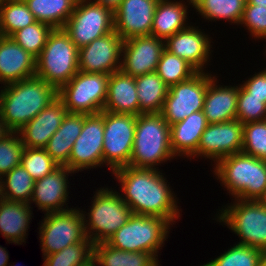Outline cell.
Wrapping results in <instances>:
<instances>
[{"mask_svg":"<svg viewBox=\"0 0 266 266\" xmlns=\"http://www.w3.org/2000/svg\"><path fill=\"white\" fill-rule=\"evenodd\" d=\"M159 169L123 166L112 172L121 185L122 200L132 213L157 216L168 220L172 225L181 217L177 198L169 186L165 173ZM163 174V175H162ZM171 188V189H170Z\"/></svg>","mask_w":266,"mask_h":266,"instance_id":"obj_1","label":"cell"},{"mask_svg":"<svg viewBox=\"0 0 266 266\" xmlns=\"http://www.w3.org/2000/svg\"><path fill=\"white\" fill-rule=\"evenodd\" d=\"M1 88L0 116L12 132H18L58 98V89L37 76Z\"/></svg>","mask_w":266,"mask_h":266,"instance_id":"obj_2","label":"cell"},{"mask_svg":"<svg viewBox=\"0 0 266 266\" xmlns=\"http://www.w3.org/2000/svg\"><path fill=\"white\" fill-rule=\"evenodd\" d=\"M213 169L234 199L261 200L266 192L265 160L240 152L222 158Z\"/></svg>","mask_w":266,"mask_h":266,"instance_id":"obj_3","label":"cell"},{"mask_svg":"<svg viewBox=\"0 0 266 266\" xmlns=\"http://www.w3.org/2000/svg\"><path fill=\"white\" fill-rule=\"evenodd\" d=\"M174 157L170 145V125L163 116L160 113L138 115L128 166L158 169L156 166Z\"/></svg>","mask_w":266,"mask_h":266,"instance_id":"obj_4","label":"cell"},{"mask_svg":"<svg viewBox=\"0 0 266 266\" xmlns=\"http://www.w3.org/2000/svg\"><path fill=\"white\" fill-rule=\"evenodd\" d=\"M79 49L63 28H55L36 58L35 76L59 89L79 71Z\"/></svg>","mask_w":266,"mask_h":266,"instance_id":"obj_5","label":"cell"},{"mask_svg":"<svg viewBox=\"0 0 266 266\" xmlns=\"http://www.w3.org/2000/svg\"><path fill=\"white\" fill-rule=\"evenodd\" d=\"M94 193L90 211L87 213L81 210V212L87 238L97 244L106 242L127 223L133 213L116 189L103 187Z\"/></svg>","mask_w":266,"mask_h":266,"instance_id":"obj_6","label":"cell"},{"mask_svg":"<svg viewBox=\"0 0 266 266\" xmlns=\"http://www.w3.org/2000/svg\"><path fill=\"white\" fill-rule=\"evenodd\" d=\"M171 226L166 219L133 213L127 223L106 242L124 251L148 252L158 258L159 250L168 239Z\"/></svg>","mask_w":266,"mask_h":266,"instance_id":"obj_7","label":"cell"},{"mask_svg":"<svg viewBox=\"0 0 266 266\" xmlns=\"http://www.w3.org/2000/svg\"><path fill=\"white\" fill-rule=\"evenodd\" d=\"M219 209L217 221L240 237L238 243L266 250V205L261 200H240Z\"/></svg>","mask_w":266,"mask_h":266,"instance_id":"obj_8","label":"cell"},{"mask_svg":"<svg viewBox=\"0 0 266 266\" xmlns=\"http://www.w3.org/2000/svg\"><path fill=\"white\" fill-rule=\"evenodd\" d=\"M110 74H77L58 89V98L69 113L97 114L103 111Z\"/></svg>","mask_w":266,"mask_h":266,"instance_id":"obj_9","label":"cell"},{"mask_svg":"<svg viewBox=\"0 0 266 266\" xmlns=\"http://www.w3.org/2000/svg\"><path fill=\"white\" fill-rule=\"evenodd\" d=\"M39 226L43 256L59 252L70 244L84 242L87 239L80 208L45 213Z\"/></svg>","mask_w":266,"mask_h":266,"instance_id":"obj_10","label":"cell"},{"mask_svg":"<svg viewBox=\"0 0 266 266\" xmlns=\"http://www.w3.org/2000/svg\"><path fill=\"white\" fill-rule=\"evenodd\" d=\"M63 29L80 49L114 31V12L90 0H77Z\"/></svg>","mask_w":266,"mask_h":266,"instance_id":"obj_11","label":"cell"},{"mask_svg":"<svg viewBox=\"0 0 266 266\" xmlns=\"http://www.w3.org/2000/svg\"><path fill=\"white\" fill-rule=\"evenodd\" d=\"M137 116L104 111V165L112 172L128 166L131 158Z\"/></svg>","mask_w":266,"mask_h":266,"instance_id":"obj_12","label":"cell"},{"mask_svg":"<svg viewBox=\"0 0 266 266\" xmlns=\"http://www.w3.org/2000/svg\"><path fill=\"white\" fill-rule=\"evenodd\" d=\"M210 73L197 72L190 79L169 87L161 115L169 125L183 121L193 112L203 111Z\"/></svg>","mask_w":266,"mask_h":266,"instance_id":"obj_13","label":"cell"},{"mask_svg":"<svg viewBox=\"0 0 266 266\" xmlns=\"http://www.w3.org/2000/svg\"><path fill=\"white\" fill-rule=\"evenodd\" d=\"M103 139L104 110L97 114H84L81 134L75 140L65 166L74 173L104 166Z\"/></svg>","mask_w":266,"mask_h":266,"instance_id":"obj_14","label":"cell"},{"mask_svg":"<svg viewBox=\"0 0 266 266\" xmlns=\"http://www.w3.org/2000/svg\"><path fill=\"white\" fill-rule=\"evenodd\" d=\"M243 124L233 119L222 123L208 124L203 131L197 151L190 157L214 161L215 165L226 156L242 152Z\"/></svg>","mask_w":266,"mask_h":266,"instance_id":"obj_15","label":"cell"},{"mask_svg":"<svg viewBox=\"0 0 266 266\" xmlns=\"http://www.w3.org/2000/svg\"><path fill=\"white\" fill-rule=\"evenodd\" d=\"M123 40L110 32L79 49V71L112 74L120 71Z\"/></svg>","mask_w":266,"mask_h":266,"instance_id":"obj_16","label":"cell"},{"mask_svg":"<svg viewBox=\"0 0 266 266\" xmlns=\"http://www.w3.org/2000/svg\"><path fill=\"white\" fill-rule=\"evenodd\" d=\"M164 50L165 41L153 35L124 40L120 70L132 77L156 72Z\"/></svg>","mask_w":266,"mask_h":266,"instance_id":"obj_17","label":"cell"},{"mask_svg":"<svg viewBox=\"0 0 266 266\" xmlns=\"http://www.w3.org/2000/svg\"><path fill=\"white\" fill-rule=\"evenodd\" d=\"M198 28L190 24L186 29L178 31L165 41V49L184 59L197 72H205L204 68L211 60L213 52L211 37Z\"/></svg>","mask_w":266,"mask_h":266,"instance_id":"obj_18","label":"cell"},{"mask_svg":"<svg viewBox=\"0 0 266 266\" xmlns=\"http://www.w3.org/2000/svg\"><path fill=\"white\" fill-rule=\"evenodd\" d=\"M159 0H123L114 11V31L121 39L151 35Z\"/></svg>","mask_w":266,"mask_h":266,"instance_id":"obj_19","label":"cell"},{"mask_svg":"<svg viewBox=\"0 0 266 266\" xmlns=\"http://www.w3.org/2000/svg\"><path fill=\"white\" fill-rule=\"evenodd\" d=\"M74 174L65 165H59L48 175L34 182L33 194L29 205L32 203L45 213L62 212L71 209L67 206L69 198L68 176ZM66 205V207H65ZM65 207V208H64Z\"/></svg>","mask_w":266,"mask_h":266,"instance_id":"obj_20","label":"cell"},{"mask_svg":"<svg viewBox=\"0 0 266 266\" xmlns=\"http://www.w3.org/2000/svg\"><path fill=\"white\" fill-rule=\"evenodd\" d=\"M67 112L59 98L45 107L18 131L23 146L45 148L51 136L60 127Z\"/></svg>","mask_w":266,"mask_h":266,"instance_id":"obj_21","label":"cell"},{"mask_svg":"<svg viewBox=\"0 0 266 266\" xmlns=\"http://www.w3.org/2000/svg\"><path fill=\"white\" fill-rule=\"evenodd\" d=\"M36 73V57L25 51L12 37L0 35V84L31 78Z\"/></svg>","mask_w":266,"mask_h":266,"instance_id":"obj_22","label":"cell"},{"mask_svg":"<svg viewBox=\"0 0 266 266\" xmlns=\"http://www.w3.org/2000/svg\"><path fill=\"white\" fill-rule=\"evenodd\" d=\"M215 75L210 73L203 112L208 124L222 123L236 119L238 86L218 85ZM224 86V87H223Z\"/></svg>","mask_w":266,"mask_h":266,"instance_id":"obj_23","label":"cell"},{"mask_svg":"<svg viewBox=\"0 0 266 266\" xmlns=\"http://www.w3.org/2000/svg\"><path fill=\"white\" fill-rule=\"evenodd\" d=\"M208 122L203 111L193 112L183 121L170 125V145L176 157L190 158L198 148Z\"/></svg>","mask_w":266,"mask_h":266,"instance_id":"obj_24","label":"cell"},{"mask_svg":"<svg viewBox=\"0 0 266 266\" xmlns=\"http://www.w3.org/2000/svg\"><path fill=\"white\" fill-rule=\"evenodd\" d=\"M104 111L139 115V99L135 77L121 70L110 74Z\"/></svg>","mask_w":266,"mask_h":266,"instance_id":"obj_25","label":"cell"},{"mask_svg":"<svg viewBox=\"0 0 266 266\" xmlns=\"http://www.w3.org/2000/svg\"><path fill=\"white\" fill-rule=\"evenodd\" d=\"M32 208L28 203L14 202L0 197V233L7 242L26 243V236L32 220Z\"/></svg>","mask_w":266,"mask_h":266,"instance_id":"obj_26","label":"cell"},{"mask_svg":"<svg viewBox=\"0 0 266 266\" xmlns=\"http://www.w3.org/2000/svg\"><path fill=\"white\" fill-rule=\"evenodd\" d=\"M181 0H159L155 9L151 35L166 41L169 37L190 25L188 6Z\"/></svg>","mask_w":266,"mask_h":266,"instance_id":"obj_27","label":"cell"},{"mask_svg":"<svg viewBox=\"0 0 266 266\" xmlns=\"http://www.w3.org/2000/svg\"><path fill=\"white\" fill-rule=\"evenodd\" d=\"M83 122L84 114L67 112L60 127L49 139L45 149L59 165H65L69 161L75 140L81 134Z\"/></svg>","mask_w":266,"mask_h":266,"instance_id":"obj_28","label":"cell"},{"mask_svg":"<svg viewBox=\"0 0 266 266\" xmlns=\"http://www.w3.org/2000/svg\"><path fill=\"white\" fill-rule=\"evenodd\" d=\"M97 266H160L158 258L148 252L124 251L107 242L94 244V258Z\"/></svg>","mask_w":266,"mask_h":266,"instance_id":"obj_29","label":"cell"},{"mask_svg":"<svg viewBox=\"0 0 266 266\" xmlns=\"http://www.w3.org/2000/svg\"><path fill=\"white\" fill-rule=\"evenodd\" d=\"M139 99V115L161 113L169 87L156 73H147L135 77Z\"/></svg>","mask_w":266,"mask_h":266,"instance_id":"obj_30","label":"cell"},{"mask_svg":"<svg viewBox=\"0 0 266 266\" xmlns=\"http://www.w3.org/2000/svg\"><path fill=\"white\" fill-rule=\"evenodd\" d=\"M36 21L63 28L77 0H24Z\"/></svg>","mask_w":266,"mask_h":266,"instance_id":"obj_31","label":"cell"},{"mask_svg":"<svg viewBox=\"0 0 266 266\" xmlns=\"http://www.w3.org/2000/svg\"><path fill=\"white\" fill-rule=\"evenodd\" d=\"M246 0H194L193 8L205 21L226 20L238 25L246 5Z\"/></svg>","mask_w":266,"mask_h":266,"instance_id":"obj_32","label":"cell"},{"mask_svg":"<svg viewBox=\"0 0 266 266\" xmlns=\"http://www.w3.org/2000/svg\"><path fill=\"white\" fill-rule=\"evenodd\" d=\"M34 180L22 165L0 178V197L9 201L30 203Z\"/></svg>","mask_w":266,"mask_h":266,"instance_id":"obj_33","label":"cell"},{"mask_svg":"<svg viewBox=\"0 0 266 266\" xmlns=\"http://www.w3.org/2000/svg\"><path fill=\"white\" fill-rule=\"evenodd\" d=\"M36 22L24 0H2L0 35L11 37L16 31Z\"/></svg>","mask_w":266,"mask_h":266,"instance_id":"obj_34","label":"cell"},{"mask_svg":"<svg viewBox=\"0 0 266 266\" xmlns=\"http://www.w3.org/2000/svg\"><path fill=\"white\" fill-rule=\"evenodd\" d=\"M94 243L88 238L84 242L73 243L59 252L43 257V266H84L93 261Z\"/></svg>","mask_w":266,"mask_h":266,"instance_id":"obj_35","label":"cell"},{"mask_svg":"<svg viewBox=\"0 0 266 266\" xmlns=\"http://www.w3.org/2000/svg\"><path fill=\"white\" fill-rule=\"evenodd\" d=\"M156 73L168 87L190 79L197 71L184 59L164 50L158 62Z\"/></svg>","mask_w":266,"mask_h":266,"instance_id":"obj_36","label":"cell"},{"mask_svg":"<svg viewBox=\"0 0 266 266\" xmlns=\"http://www.w3.org/2000/svg\"><path fill=\"white\" fill-rule=\"evenodd\" d=\"M53 29L49 24L36 21L16 31L11 37L25 51L37 58L46 45L47 39Z\"/></svg>","mask_w":266,"mask_h":266,"instance_id":"obj_37","label":"cell"},{"mask_svg":"<svg viewBox=\"0 0 266 266\" xmlns=\"http://www.w3.org/2000/svg\"><path fill=\"white\" fill-rule=\"evenodd\" d=\"M262 254L263 250L259 248L237 243L214 260L200 266H258Z\"/></svg>","mask_w":266,"mask_h":266,"instance_id":"obj_38","label":"cell"},{"mask_svg":"<svg viewBox=\"0 0 266 266\" xmlns=\"http://www.w3.org/2000/svg\"><path fill=\"white\" fill-rule=\"evenodd\" d=\"M21 165L31 175L34 181L55 170L59 164L47 153L45 148L24 147L21 156Z\"/></svg>","mask_w":266,"mask_h":266,"instance_id":"obj_39","label":"cell"},{"mask_svg":"<svg viewBox=\"0 0 266 266\" xmlns=\"http://www.w3.org/2000/svg\"><path fill=\"white\" fill-rule=\"evenodd\" d=\"M242 152L266 161V120L243 124Z\"/></svg>","mask_w":266,"mask_h":266,"instance_id":"obj_40","label":"cell"},{"mask_svg":"<svg viewBox=\"0 0 266 266\" xmlns=\"http://www.w3.org/2000/svg\"><path fill=\"white\" fill-rule=\"evenodd\" d=\"M23 150L24 146L18 132H11L0 140V178L21 165Z\"/></svg>","mask_w":266,"mask_h":266,"instance_id":"obj_41","label":"cell"},{"mask_svg":"<svg viewBox=\"0 0 266 266\" xmlns=\"http://www.w3.org/2000/svg\"><path fill=\"white\" fill-rule=\"evenodd\" d=\"M236 119L242 124L266 120V103L250 95L239 86Z\"/></svg>","mask_w":266,"mask_h":266,"instance_id":"obj_42","label":"cell"},{"mask_svg":"<svg viewBox=\"0 0 266 266\" xmlns=\"http://www.w3.org/2000/svg\"><path fill=\"white\" fill-rule=\"evenodd\" d=\"M239 25L246 26L255 40L266 39V7L245 5Z\"/></svg>","mask_w":266,"mask_h":266,"instance_id":"obj_43","label":"cell"},{"mask_svg":"<svg viewBox=\"0 0 266 266\" xmlns=\"http://www.w3.org/2000/svg\"><path fill=\"white\" fill-rule=\"evenodd\" d=\"M239 84L250 97H256L266 103V67L264 70L255 72L248 80Z\"/></svg>","mask_w":266,"mask_h":266,"instance_id":"obj_44","label":"cell"},{"mask_svg":"<svg viewBox=\"0 0 266 266\" xmlns=\"http://www.w3.org/2000/svg\"><path fill=\"white\" fill-rule=\"evenodd\" d=\"M93 3L102 5L108 9H111L113 12L120 6L123 0H90Z\"/></svg>","mask_w":266,"mask_h":266,"instance_id":"obj_45","label":"cell"},{"mask_svg":"<svg viewBox=\"0 0 266 266\" xmlns=\"http://www.w3.org/2000/svg\"><path fill=\"white\" fill-rule=\"evenodd\" d=\"M9 254L5 247L0 245V266H8Z\"/></svg>","mask_w":266,"mask_h":266,"instance_id":"obj_46","label":"cell"},{"mask_svg":"<svg viewBox=\"0 0 266 266\" xmlns=\"http://www.w3.org/2000/svg\"><path fill=\"white\" fill-rule=\"evenodd\" d=\"M11 132L12 131L7 127L0 116V140H3Z\"/></svg>","mask_w":266,"mask_h":266,"instance_id":"obj_47","label":"cell"},{"mask_svg":"<svg viewBox=\"0 0 266 266\" xmlns=\"http://www.w3.org/2000/svg\"><path fill=\"white\" fill-rule=\"evenodd\" d=\"M246 5H258L266 7V0H246Z\"/></svg>","mask_w":266,"mask_h":266,"instance_id":"obj_48","label":"cell"},{"mask_svg":"<svg viewBox=\"0 0 266 266\" xmlns=\"http://www.w3.org/2000/svg\"><path fill=\"white\" fill-rule=\"evenodd\" d=\"M258 266H266V250L263 251V254L261 256Z\"/></svg>","mask_w":266,"mask_h":266,"instance_id":"obj_49","label":"cell"},{"mask_svg":"<svg viewBox=\"0 0 266 266\" xmlns=\"http://www.w3.org/2000/svg\"><path fill=\"white\" fill-rule=\"evenodd\" d=\"M84 266H97L96 262L93 260L91 263H89L88 265H84Z\"/></svg>","mask_w":266,"mask_h":266,"instance_id":"obj_50","label":"cell"},{"mask_svg":"<svg viewBox=\"0 0 266 266\" xmlns=\"http://www.w3.org/2000/svg\"><path fill=\"white\" fill-rule=\"evenodd\" d=\"M261 201L266 205V192H265L264 196L262 197Z\"/></svg>","mask_w":266,"mask_h":266,"instance_id":"obj_51","label":"cell"},{"mask_svg":"<svg viewBox=\"0 0 266 266\" xmlns=\"http://www.w3.org/2000/svg\"><path fill=\"white\" fill-rule=\"evenodd\" d=\"M193 1H194V0H187V2H189V3H188V6L191 5V6L193 7Z\"/></svg>","mask_w":266,"mask_h":266,"instance_id":"obj_52","label":"cell"},{"mask_svg":"<svg viewBox=\"0 0 266 266\" xmlns=\"http://www.w3.org/2000/svg\"><path fill=\"white\" fill-rule=\"evenodd\" d=\"M1 96H2V90H0V110H1Z\"/></svg>","mask_w":266,"mask_h":266,"instance_id":"obj_53","label":"cell"}]
</instances>
